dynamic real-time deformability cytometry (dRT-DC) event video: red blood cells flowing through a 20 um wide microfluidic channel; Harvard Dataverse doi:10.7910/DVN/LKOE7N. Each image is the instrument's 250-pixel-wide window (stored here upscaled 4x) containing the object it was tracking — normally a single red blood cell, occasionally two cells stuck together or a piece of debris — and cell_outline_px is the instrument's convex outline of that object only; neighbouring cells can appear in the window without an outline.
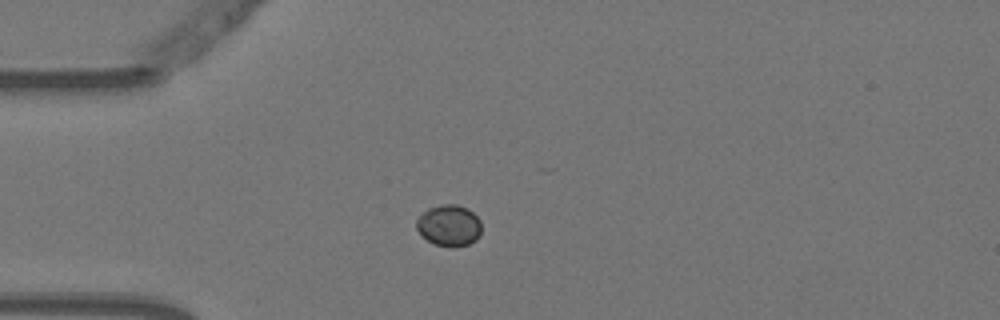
{"species": "Egyptian fruit bat (a non-hibernating species)", "species_latin": "Rousettus aegyptiacus", "temperature_condition": "warm", "stored_images_in_passage": 5, "camera_frame_rate_fps": 3000, "um_per_image_px": 0.085, "animal": {"sex": "female"}, "frame": {"image": 1, "passage_image": 3, "time_ms": 0.667, "image_size_px": [1000, 320], "cell_outline_px": [[480, 236], [476, 240], [468, 244], [456, 248], [448, 248], [432, 244], [416, 228], [416, 220], [420, 212], [428, 208], [440, 204], [456, 204], [468, 208], [480, 220]], "centroid_in_image_um": [38.15, 19.17], "position_along_channel_um": 46.8, "area_um2": 16.01}}
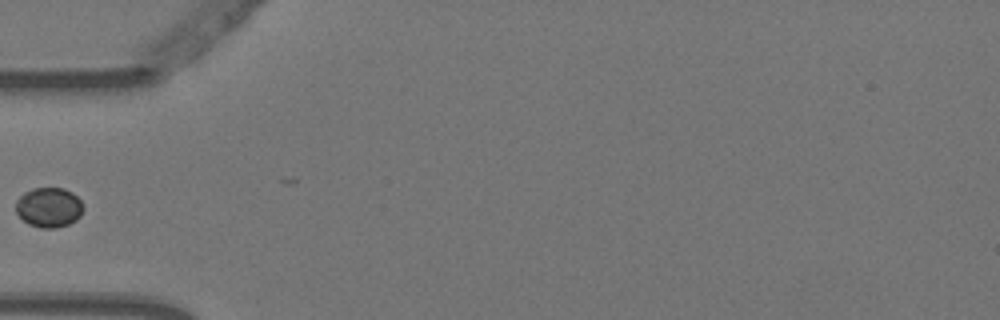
{"frame": {"image": 2, "passage_image": 4, "time_ms": 1.0, "image_size_px": [1000, 320], "cell_outline_px": [[84, 208], [80, 216], [76, 220], [68, 224], [56, 228], [40, 228], [28, 224], [16, 212], [16, 200], [24, 192], [32, 188], [64, 188], [72, 192], [80, 200]], "centroid_in_image_um": [4.16, 17.62], "position_along_channel_um": 80.8, "area_um2": 15.72}}
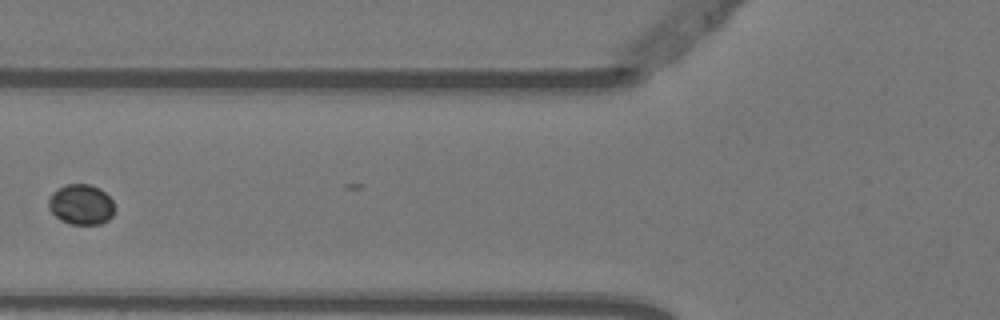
{"frame": {"image": 3, "passage_image": 5, "time_ms": 1.333, "image_size_px": [1000, 320], "cell_outline_px": [[116, 208], [112, 216], [108, 220], [100, 224], [72, 224], [60, 220], [48, 208], [48, 196], [56, 188], [64, 184], [88, 184], [100, 188], [112, 200]], "centroid_in_image_um": [6.88, 17.37], "position_along_channel_um": 118.9, "area_um2": 15.78}}